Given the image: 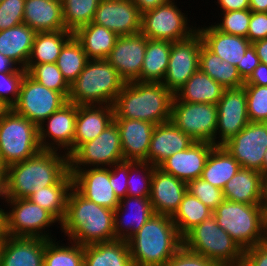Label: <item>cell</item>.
Here are the masks:
<instances>
[{
  "label": "cell",
  "mask_w": 267,
  "mask_h": 266,
  "mask_svg": "<svg viewBox=\"0 0 267 266\" xmlns=\"http://www.w3.org/2000/svg\"><path fill=\"white\" fill-rule=\"evenodd\" d=\"M64 237L82 246L117 240L114 210L99 206L71 188L66 215L60 223Z\"/></svg>",
  "instance_id": "1"
},
{
  "label": "cell",
  "mask_w": 267,
  "mask_h": 266,
  "mask_svg": "<svg viewBox=\"0 0 267 266\" xmlns=\"http://www.w3.org/2000/svg\"><path fill=\"white\" fill-rule=\"evenodd\" d=\"M68 171L69 157L66 153L41 150L5 169L6 199L27 198L43 187L55 185Z\"/></svg>",
  "instance_id": "2"
},
{
  "label": "cell",
  "mask_w": 267,
  "mask_h": 266,
  "mask_svg": "<svg viewBox=\"0 0 267 266\" xmlns=\"http://www.w3.org/2000/svg\"><path fill=\"white\" fill-rule=\"evenodd\" d=\"M127 242L134 266H164L183 238L170 216L154 213Z\"/></svg>",
  "instance_id": "3"
},
{
  "label": "cell",
  "mask_w": 267,
  "mask_h": 266,
  "mask_svg": "<svg viewBox=\"0 0 267 266\" xmlns=\"http://www.w3.org/2000/svg\"><path fill=\"white\" fill-rule=\"evenodd\" d=\"M173 97L162 83H126L113 103L114 118L138 119L155 125L170 121Z\"/></svg>",
  "instance_id": "4"
},
{
  "label": "cell",
  "mask_w": 267,
  "mask_h": 266,
  "mask_svg": "<svg viewBox=\"0 0 267 266\" xmlns=\"http://www.w3.org/2000/svg\"><path fill=\"white\" fill-rule=\"evenodd\" d=\"M213 216L243 251L267 241V216L263 204L225 199L213 211Z\"/></svg>",
  "instance_id": "5"
},
{
  "label": "cell",
  "mask_w": 267,
  "mask_h": 266,
  "mask_svg": "<svg viewBox=\"0 0 267 266\" xmlns=\"http://www.w3.org/2000/svg\"><path fill=\"white\" fill-rule=\"evenodd\" d=\"M126 83L106 59L89 60L70 84L68 101L81 105H113Z\"/></svg>",
  "instance_id": "6"
},
{
  "label": "cell",
  "mask_w": 267,
  "mask_h": 266,
  "mask_svg": "<svg viewBox=\"0 0 267 266\" xmlns=\"http://www.w3.org/2000/svg\"><path fill=\"white\" fill-rule=\"evenodd\" d=\"M183 245L220 266H241L244 251L212 215L183 237Z\"/></svg>",
  "instance_id": "7"
},
{
  "label": "cell",
  "mask_w": 267,
  "mask_h": 266,
  "mask_svg": "<svg viewBox=\"0 0 267 266\" xmlns=\"http://www.w3.org/2000/svg\"><path fill=\"white\" fill-rule=\"evenodd\" d=\"M42 150L38 126L12 108L0 119V160L8 166L33 157Z\"/></svg>",
  "instance_id": "8"
},
{
  "label": "cell",
  "mask_w": 267,
  "mask_h": 266,
  "mask_svg": "<svg viewBox=\"0 0 267 266\" xmlns=\"http://www.w3.org/2000/svg\"><path fill=\"white\" fill-rule=\"evenodd\" d=\"M6 233L11 237L56 238L49 227L60 222L46 209L27 198L6 199ZM7 203V205H6ZM48 229V230H47ZM54 236V237H53Z\"/></svg>",
  "instance_id": "9"
},
{
  "label": "cell",
  "mask_w": 267,
  "mask_h": 266,
  "mask_svg": "<svg viewBox=\"0 0 267 266\" xmlns=\"http://www.w3.org/2000/svg\"><path fill=\"white\" fill-rule=\"evenodd\" d=\"M158 6L142 14L141 33L148 39L182 41L197 32V24L190 25L188 14L183 13L175 2Z\"/></svg>",
  "instance_id": "10"
},
{
  "label": "cell",
  "mask_w": 267,
  "mask_h": 266,
  "mask_svg": "<svg viewBox=\"0 0 267 266\" xmlns=\"http://www.w3.org/2000/svg\"><path fill=\"white\" fill-rule=\"evenodd\" d=\"M217 116V104L188 103L173 97L171 122L196 142L215 145Z\"/></svg>",
  "instance_id": "11"
},
{
  "label": "cell",
  "mask_w": 267,
  "mask_h": 266,
  "mask_svg": "<svg viewBox=\"0 0 267 266\" xmlns=\"http://www.w3.org/2000/svg\"><path fill=\"white\" fill-rule=\"evenodd\" d=\"M124 161L120 132L113 121L95 139L82 144L70 157L69 168H110Z\"/></svg>",
  "instance_id": "12"
},
{
  "label": "cell",
  "mask_w": 267,
  "mask_h": 266,
  "mask_svg": "<svg viewBox=\"0 0 267 266\" xmlns=\"http://www.w3.org/2000/svg\"><path fill=\"white\" fill-rule=\"evenodd\" d=\"M67 102L68 99L62 93L43 86L25 73L18 100L12 109L39 126Z\"/></svg>",
  "instance_id": "13"
},
{
  "label": "cell",
  "mask_w": 267,
  "mask_h": 266,
  "mask_svg": "<svg viewBox=\"0 0 267 266\" xmlns=\"http://www.w3.org/2000/svg\"><path fill=\"white\" fill-rule=\"evenodd\" d=\"M77 118V105L67 102L38 126V138L42 150L73 154V141ZM64 150V151H63Z\"/></svg>",
  "instance_id": "14"
},
{
  "label": "cell",
  "mask_w": 267,
  "mask_h": 266,
  "mask_svg": "<svg viewBox=\"0 0 267 266\" xmlns=\"http://www.w3.org/2000/svg\"><path fill=\"white\" fill-rule=\"evenodd\" d=\"M241 165L260 171L267 150V123L249 122L238 134L222 145Z\"/></svg>",
  "instance_id": "15"
},
{
  "label": "cell",
  "mask_w": 267,
  "mask_h": 266,
  "mask_svg": "<svg viewBox=\"0 0 267 266\" xmlns=\"http://www.w3.org/2000/svg\"><path fill=\"white\" fill-rule=\"evenodd\" d=\"M203 44L198 31L190 38L171 44L167 72L162 84L174 95L199 69V54Z\"/></svg>",
  "instance_id": "16"
},
{
  "label": "cell",
  "mask_w": 267,
  "mask_h": 266,
  "mask_svg": "<svg viewBox=\"0 0 267 266\" xmlns=\"http://www.w3.org/2000/svg\"><path fill=\"white\" fill-rule=\"evenodd\" d=\"M217 112L215 146H222L250 122L244 86L225 88L217 103Z\"/></svg>",
  "instance_id": "17"
},
{
  "label": "cell",
  "mask_w": 267,
  "mask_h": 266,
  "mask_svg": "<svg viewBox=\"0 0 267 266\" xmlns=\"http://www.w3.org/2000/svg\"><path fill=\"white\" fill-rule=\"evenodd\" d=\"M147 37L141 32L118 36L106 60L115 68L125 83L141 82Z\"/></svg>",
  "instance_id": "18"
},
{
  "label": "cell",
  "mask_w": 267,
  "mask_h": 266,
  "mask_svg": "<svg viewBox=\"0 0 267 266\" xmlns=\"http://www.w3.org/2000/svg\"><path fill=\"white\" fill-rule=\"evenodd\" d=\"M142 14L131 0H101L92 22L117 36L141 32Z\"/></svg>",
  "instance_id": "19"
},
{
  "label": "cell",
  "mask_w": 267,
  "mask_h": 266,
  "mask_svg": "<svg viewBox=\"0 0 267 266\" xmlns=\"http://www.w3.org/2000/svg\"><path fill=\"white\" fill-rule=\"evenodd\" d=\"M73 187L86 199L99 206L115 210L119 199L110 184V168H69Z\"/></svg>",
  "instance_id": "20"
},
{
  "label": "cell",
  "mask_w": 267,
  "mask_h": 266,
  "mask_svg": "<svg viewBox=\"0 0 267 266\" xmlns=\"http://www.w3.org/2000/svg\"><path fill=\"white\" fill-rule=\"evenodd\" d=\"M186 192V182L154 167L149 197L154 213L172 217Z\"/></svg>",
  "instance_id": "21"
},
{
  "label": "cell",
  "mask_w": 267,
  "mask_h": 266,
  "mask_svg": "<svg viewBox=\"0 0 267 266\" xmlns=\"http://www.w3.org/2000/svg\"><path fill=\"white\" fill-rule=\"evenodd\" d=\"M215 147L209 142H194L188 149L176 152L165 159L158 167L164 172L188 183L200 178L206 160Z\"/></svg>",
  "instance_id": "22"
},
{
  "label": "cell",
  "mask_w": 267,
  "mask_h": 266,
  "mask_svg": "<svg viewBox=\"0 0 267 266\" xmlns=\"http://www.w3.org/2000/svg\"><path fill=\"white\" fill-rule=\"evenodd\" d=\"M125 161L147 162V153L155 124L138 119L114 118Z\"/></svg>",
  "instance_id": "23"
},
{
  "label": "cell",
  "mask_w": 267,
  "mask_h": 266,
  "mask_svg": "<svg viewBox=\"0 0 267 266\" xmlns=\"http://www.w3.org/2000/svg\"><path fill=\"white\" fill-rule=\"evenodd\" d=\"M154 214L149 197L126 196L114 210L115 237L127 241Z\"/></svg>",
  "instance_id": "24"
},
{
  "label": "cell",
  "mask_w": 267,
  "mask_h": 266,
  "mask_svg": "<svg viewBox=\"0 0 267 266\" xmlns=\"http://www.w3.org/2000/svg\"><path fill=\"white\" fill-rule=\"evenodd\" d=\"M46 239L7 236L0 246V266H43Z\"/></svg>",
  "instance_id": "25"
},
{
  "label": "cell",
  "mask_w": 267,
  "mask_h": 266,
  "mask_svg": "<svg viewBox=\"0 0 267 266\" xmlns=\"http://www.w3.org/2000/svg\"><path fill=\"white\" fill-rule=\"evenodd\" d=\"M195 141L173 122L167 121L155 126L149 151L147 163L158 167L172 154L188 149Z\"/></svg>",
  "instance_id": "26"
},
{
  "label": "cell",
  "mask_w": 267,
  "mask_h": 266,
  "mask_svg": "<svg viewBox=\"0 0 267 266\" xmlns=\"http://www.w3.org/2000/svg\"><path fill=\"white\" fill-rule=\"evenodd\" d=\"M113 119V105H77L73 153L82 144L98 137Z\"/></svg>",
  "instance_id": "27"
},
{
  "label": "cell",
  "mask_w": 267,
  "mask_h": 266,
  "mask_svg": "<svg viewBox=\"0 0 267 266\" xmlns=\"http://www.w3.org/2000/svg\"><path fill=\"white\" fill-rule=\"evenodd\" d=\"M197 31L202 37L203 44L211 52L234 66L241 64L246 50L252 44L246 37L220 32L212 24L207 27L199 25Z\"/></svg>",
  "instance_id": "28"
},
{
  "label": "cell",
  "mask_w": 267,
  "mask_h": 266,
  "mask_svg": "<svg viewBox=\"0 0 267 266\" xmlns=\"http://www.w3.org/2000/svg\"><path fill=\"white\" fill-rule=\"evenodd\" d=\"M224 199L246 203L263 204L264 176L260 171L241 168L224 186Z\"/></svg>",
  "instance_id": "29"
},
{
  "label": "cell",
  "mask_w": 267,
  "mask_h": 266,
  "mask_svg": "<svg viewBox=\"0 0 267 266\" xmlns=\"http://www.w3.org/2000/svg\"><path fill=\"white\" fill-rule=\"evenodd\" d=\"M23 23L35 32L66 30L61 0H25Z\"/></svg>",
  "instance_id": "30"
},
{
  "label": "cell",
  "mask_w": 267,
  "mask_h": 266,
  "mask_svg": "<svg viewBox=\"0 0 267 266\" xmlns=\"http://www.w3.org/2000/svg\"><path fill=\"white\" fill-rule=\"evenodd\" d=\"M36 32L28 25H20L0 31V53L17 67L27 66Z\"/></svg>",
  "instance_id": "31"
},
{
  "label": "cell",
  "mask_w": 267,
  "mask_h": 266,
  "mask_svg": "<svg viewBox=\"0 0 267 266\" xmlns=\"http://www.w3.org/2000/svg\"><path fill=\"white\" fill-rule=\"evenodd\" d=\"M83 266H134L128 242L114 240L84 246Z\"/></svg>",
  "instance_id": "32"
},
{
  "label": "cell",
  "mask_w": 267,
  "mask_h": 266,
  "mask_svg": "<svg viewBox=\"0 0 267 266\" xmlns=\"http://www.w3.org/2000/svg\"><path fill=\"white\" fill-rule=\"evenodd\" d=\"M73 35L89 60L106 59L118 38L113 31L93 22L79 27Z\"/></svg>",
  "instance_id": "33"
},
{
  "label": "cell",
  "mask_w": 267,
  "mask_h": 266,
  "mask_svg": "<svg viewBox=\"0 0 267 266\" xmlns=\"http://www.w3.org/2000/svg\"><path fill=\"white\" fill-rule=\"evenodd\" d=\"M225 88L198 69L174 94L183 102L217 104Z\"/></svg>",
  "instance_id": "34"
},
{
  "label": "cell",
  "mask_w": 267,
  "mask_h": 266,
  "mask_svg": "<svg viewBox=\"0 0 267 266\" xmlns=\"http://www.w3.org/2000/svg\"><path fill=\"white\" fill-rule=\"evenodd\" d=\"M72 187L73 177L68 171L55 185L43 187L27 199L49 211L61 223L66 215L67 198Z\"/></svg>",
  "instance_id": "35"
},
{
  "label": "cell",
  "mask_w": 267,
  "mask_h": 266,
  "mask_svg": "<svg viewBox=\"0 0 267 266\" xmlns=\"http://www.w3.org/2000/svg\"><path fill=\"white\" fill-rule=\"evenodd\" d=\"M240 169L241 165L223 146H215L206 160L200 178L223 190L225 184Z\"/></svg>",
  "instance_id": "36"
},
{
  "label": "cell",
  "mask_w": 267,
  "mask_h": 266,
  "mask_svg": "<svg viewBox=\"0 0 267 266\" xmlns=\"http://www.w3.org/2000/svg\"><path fill=\"white\" fill-rule=\"evenodd\" d=\"M199 69L224 88H238L244 85L236 66L211 52L202 44L199 54Z\"/></svg>",
  "instance_id": "37"
},
{
  "label": "cell",
  "mask_w": 267,
  "mask_h": 266,
  "mask_svg": "<svg viewBox=\"0 0 267 266\" xmlns=\"http://www.w3.org/2000/svg\"><path fill=\"white\" fill-rule=\"evenodd\" d=\"M172 43L166 40L147 38L141 82L162 83L167 72Z\"/></svg>",
  "instance_id": "38"
},
{
  "label": "cell",
  "mask_w": 267,
  "mask_h": 266,
  "mask_svg": "<svg viewBox=\"0 0 267 266\" xmlns=\"http://www.w3.org/2000/svg\"><path fill=\"white\" fill-rule=\"evenodd\" d=\"M72 36L69 30L36 32L27 64L56 63L62 47Z\"/></svg>",
  "instance_id": "39"
},
{
  "label": "cell",
  "mask_w": 267,
  "mask_h": 266,
  "mask_svg": "<svg viewBox=\"0 0 267 266\" xmlns=\"http://www.w3.org/2000/svg\"><path fill=\"white\" fill-rule=\"evenodd\" d=\"M212 215L213 210L187 191L179 208L171 218L179 235L183 238L191 229Z\"/></svg>",
  "instance_id": "40"
},
{
  "label": "cell",
  "mask_w": 267,
  "mask_h": 266,
  "mask_svg": "<svg viewBox=\"0 0 267 266\" xmlns=\"http://www.w3.org/2000/svg\"><path fill=\"white\" fill-rule=\"evenodd\" d=\"M57 238L47 239L43 266H83L84 246L67 239L66 244ZM71 244V245H70Z\"/></svg>",
  "instance_id": "41"
},
{
  "label": "cell",
  "mask_w": 267,
  "mask_h": 266,
  "mask_svg": "<svg viewBox=\"0 0 267 266\" xmlns=\"http://www.w3.org/2000/svg\"><path fill=\"white\" fill-rule=\"evenodd\" d=\"M89 61L81 43L73 35L62 47L56 65L63 77L72 84Z\"/></svg>",
  "instance_id": "42"
},
{
  "label": "cell",
  "mask_w": 267,
  "mask_h": 266,
  "mask_svg": "<svg viewBox=\"0 0 267 266\" xmlns=\"http://www.w3.org/2000/svg\"><path fill=\"white\" fill-rule=\"evenodd\" d=\"M66 30L75 32L79 27L92 22L101 0H61Z\"/></svg>",
  "instance_id": "43"
},
{
  "label": "cell",
  "mask_w": 267,
  "mask_h": 266,
  "mask_svg": "<svg viewBox=\"0 0 267 266\" xmlns=\"http://www.w3.org/2000/svg\"><path fill=\"white\" fill-rule=\"evenodd\" d=\"M26 73L43 86L62 93L67 99L70 84L66 81L56 63L27 64Z\"/></svg>",
  "instance_id": "44"
},
{
  "label": "cell",
  "mask_w": 267,
  "mask_h": 266,
  "mask_svg": "<svg viewBox=\"0 0 267 266\" xmlns=\"http://www.w3.org/2000/svg\"><path fill=\"white\" fill-rule=\"evenodd\" d=\"M154 167L147 162L129 161L127 196L150 197Z\"/></svg>",
  "instance_id": "45"
},
{
  "label": "cell",
  "mask_w": 267,
  "mask_h": 266,
  "mask_svg": "<svg viewBox=\"0 0 267 266\" xmlns=\"http://www.w3.org/2000/svg\"><path fill=\"white\" fill-rule=\"evenodd\" d=\"M251 12L250 9L220 12V21L213 26L220 32L247 38Z\"/></svg>",
  "instance_id": "46"
},
{
  "label": "cell",
  "mask_w": 267,
  "mask_h": 266,
  "mask_svg": "<svg viewBox=\"0 0 267 266\" xmlns=\"http://www.w3.org/2000/svg\"><path fill=\"white\" fill-rule=\"evenodd\" d=\"M250 122L267 123V86L243 85Z\"/></svg>",
  "instance_id": "47"
},
{
  "label": "cell",
  "mask_w": 267,
  "mask_h": 266,
  "mask_svg": "<svg viewBox=\"0 0 267 266\" xmlns=\"http://www.w3.org/2000/svg\"><path fill=\"white\" fill-rule=\"evenodd\" d=\"M187 191L213 211L225 200L222 189L201 178L189 181Z\"/></svg>",
  "instance_id": "48"
},
{
  "label": "cell",
  "mask_w": 267,
  "mask_h": 266,
  "mask_svg": "<svg viewBox=\"0 0 267 266\" xmlns=\"http://www.w3.org/2000/svg\"><path fill=\"white\" fill-rule=\"evenodd\" d=\"M25 73L26 70L19 67L14 72H0V101L9 109L18 100L20 84Z\"/></svg>",
  "instance_id": "49"
},
{
  "label": "cell",
  "mask_w": 267,
  "mask_h": 266,
  "mask_svg": "<svg viewBox=\"0 0 267 266\" xmlns=\"http://www.w3.org/2000/svg\"><path fill=\"white\" fill-rule=\"evenodd\" d=\"M25 0L0 2V31L23 23Z\"/></svg>",
  "instance_id": "50"
},
{
  "label": "cell",
  "mask_w": 267,
  "mask_h": 266,
  "mask_svg": "<svg viewBox=\"0 0 267 266\" xmlns=\"http://www.w3.org/2000/svg\"><path fill=\"white\" fill-rule=\"evenodd\" d=\"M164 266H220L217 262L199 255L182 245Z\"/></svg>",
  "instance_id": "51"
},
{
  "label": "cell",
  "mask_w": 267,
  "mask_h": 266,
  "mask_svg": "<svg viewBox=\"0 0 267 266\" xmlns=\"http://www.w3.org/2000/svg\"><path fill=\"white\" fill-rule=\"evenodd\" d=\"M128 175L129 161L124 160L110 167V184L119 200L127 196Z\"/></svg>",
  "instance_id": "52"
},
{
  "label": "cell",
  "mask_w": 267,
  "mask_h": 266,
  "mask_svg": "<svg viewBox=\"0 0 267 266\" xmlns=\"http://www.w3.org/2000/svg\"><path fill=\"white\" fill-rule=\"evenodd\" d=\"M267 38V13L251 12L247 39L254 43Z\"/></svg>",
  "instance_id": "53"
},
{
  "label": "cell",
  "mask_w": 267,
  "mask_h": 266,
  "mask_svg": "<svg viewBox=\"0 0 267 266\" xmlns=\"http://www.w3.org/2000/svg\"><path fill=\"white\" fill-rule=\"evenodd\" d=\"M241 266H267V241L244 250Z\"/></svg>",
  "instance_id": "54"
},
{
  "label": "cell",
  "mask_w": 267,
  "mask_h": 266,
  "mask_svg": "<svg viewBox=\"0 0 267 266\" xmlns=\"http://www.w3.org/2000/svg\"><path fill=\"white\" fill-rule=\"evenodd\" d=\"M260 64L259 57L256 54L255 48L251 44L246 50L241 64H238L236 67L242 79L246 81L250 75L253 73V70Z\"/></svg>",
  "instance_id": "55"
},
{
  "label": "cell",
  "mask_w": 267,
  "mask_h": 266,
  "mask_svg": "<svg viewBox=\"0 0 267 266\" xmlns=\"http://www.w3.org/2000/svg\"><path fill=\"white\" fill-rule=\"evenodd\" d=\"M244 85L267 86V65L260 63L250 77L245 81Z\"/></svg>",
  "instance_id": "56"
},
{
  "label": "cell",
  "mask_w": 267,
  "mask_h": 266,
  "mask_svg": "<svg viewBox=\"0 0 267 266\" xmlns=\"http://www.w3.org/2000/svg\"><path fill=\"white\" fill-rule=\"evenodd\" d=\"M221 12L249 9V0H217Z\"/></svg>",
  "instance_id": "57"
},
{
  "label": "cell",
  "mask_w": 267,
  "mask_h": 266,
  "mask_svg": "<svg viewBox=\"0 0 267 266\" xmlns=\"http://www.w3.org/2000/svg\"><path fill=\"white\" fill-rule=\"evenodd\" d=\"M138 8L141 14L152 10L158 6L168 3L170 0H131Z\"/></svg>",
  "instance_id": "58"
},
{
  "label": "cell",
  "mask_w": 267,
  "mask_h": 266,
  "mask_svg": "<svg viewBox=\"0 0 267 266\" xmlns=\"http://www.w3.org/2000/svg\"><path fill=\"white\" fill-rule=\"evenodd\" d=\"M260 63L267 65V38L252 43Z\"/></svg>",
  "instance_id": "59"
},
{
  "label": "cell",
  "mask_w": 267,
  "mask_h": 266,
  "mask_svg": "<svg viewBox=\"0 0 267 266\" xmlns=\"http://www.w3.org/2000/svg\"><path fill=\"white\" fill-rule=\"evenodd\" d=\"M17 68L18 67L10 59L0 53V72H14Z\"/></svg>",
  "instance_id": "60"
},
{
  "label": "cell",
  "mask_w": 267,
  "mask_h": 266,
  "mask_svg": "<svg viewBox=\"0 0 267 266\" xmlns=\"http://www.w3.org/2000/svg\"><path fill=\"white\" fill-rule=\"evenodd\" d=\"M249 9L254 12L267 13V0H249Z\"/></svg>",
  "instance_id": "61"
},
{
  "label": "cell",
  "mask_w": 267,
  "mask_h": 266,
  "mask_svg": "<svg viewBox=\"0 0 267 266\" xmlns=\"http://www.w3.org/2000/svg\"><path fill=\"white\" fill-rule=\"evenodd\" d=\"M0 205V240H4L7 237L6 233V210L8 207L4 209Z\"/></svg>",
  "instance_id": "62"
},
{
  "label": "cell",
  "mask_w": 267,
  "mask_h": 266,
  "mask_svg": "<svg viewBox=\"0 0 267 266\" xmlns=\"http://www.w3.org/2000/svg\"><path fill=\"white\" fill-rule=\"evenodd\" d=\"M5 168H0V201L6 200Z\"/></svg>",
  "instance_id": "63"
},
{
  "label": "cell",
  "mask_w": 267,
  "mask_h": 266,
  "mask_svg": "<svg viewBox=\"0 0 267 266\" xmlns=\"http://www.w3.org/2000/svg\"><path fill=\"white\" fill-rule=\"evenodd\" d=\"M263 205L267 210V175L264 177V199Z\"/></svg>",
  "instance_id": "64"
},
{
  "label": "cell",
  "mask_w": 267,
  "mask_h": 266,
  "mask_svg": "<svg viewBox=\"0 0 267 266\" xmlns=\"http://www.w3.org/2000/svg\"><path fill=\"white\" fill-rule=\"evenodd\" d=\"M267 175V150L264 155V160H263V176L265 177Z\"/></svg>",
  "instance_id": "65"
},
{
  "label": "cell",
  "mask_w": 267,
  "mask_h": 266,
  "mask_svg": "<svg viewBox=\"0 0 267 266\" xmlns=\"http://www.w3.org/2000/svg\"><path fill=\"white\" fill-rule=\"evenodd\" d=\"M9 108L0 101V119Z\"/></svg>",
  "instance_id": "66"
},
{
  "label": "cell",
  "mask_w": 267,
  "mask_h": 266,
  "mask_svg": "<svg viewBox=\"0 0 267 266\" xmlns=\"http://www.w3.org/2000/svg\"><path fill=\"white\" fill-rule=\"evenodd\" d=\"M0 168H4V166H3L2 162H1V160H0Z\"/></svg>",
  "instance_id": "67"
}]
</instances>
